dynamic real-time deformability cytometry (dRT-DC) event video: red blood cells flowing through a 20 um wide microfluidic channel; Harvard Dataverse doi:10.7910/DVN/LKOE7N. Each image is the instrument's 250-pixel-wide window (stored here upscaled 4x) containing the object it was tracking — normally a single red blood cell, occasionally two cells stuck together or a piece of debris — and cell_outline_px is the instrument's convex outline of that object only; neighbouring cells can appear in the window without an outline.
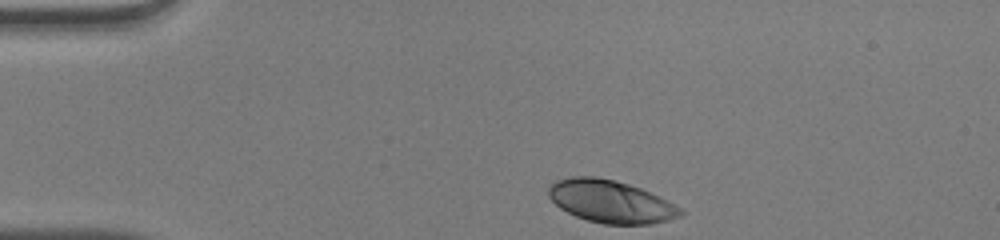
{"species": "human", "species_latin": "Homo sapiens", "temperature_condition": "warm", "stored_images_in_passage": 33, "camera_frame_rate_fps": 3000, "um_per_image_px": 0.085, "donor": {"sex": "male"}, "frame": {"image": 1, "passage_image": 1, "time_ms": 0.0, "image_size_px": [1000, 240], "cell_outline_px": [[684, 212], [680, 216], [668, 220], [652, 224], [604, 224], [588, 220], [576, 216], [560, 208], [548, 196], [548, 188], [556, 180], [572, 176], [596, 176], [628, 184], [640, 188], [660, 196], [680, 208]], "centroid_in_image_um": [51.9, 17.12], "position_along_channel_um": 33.1, "area_um2": 32.54}}
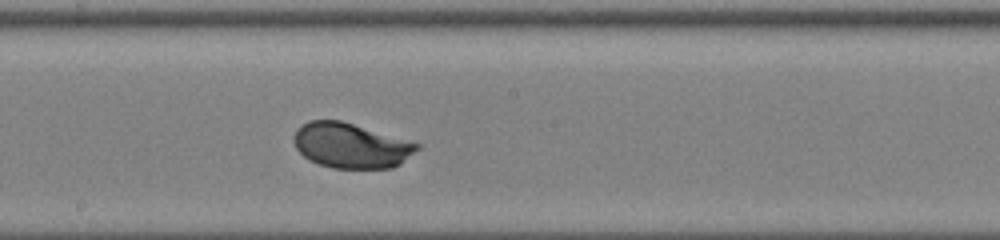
{"frame": {"image": 2, "passage_image": 19, "time_ms": 6.0, "image_size_px": [1000, 240], "cell_outline_px": [[420, 148], [400, 164], [392, 168], [332, 168], [308, 160], [296, 148], [292, 140], [292, 136], [296, 128], [308, 120], [340, 120], [420, 144]], "centroid_in_image_um": [29.78, 12.37], "position_along_channel_um": 218.4, "area_um2": 32.31}}
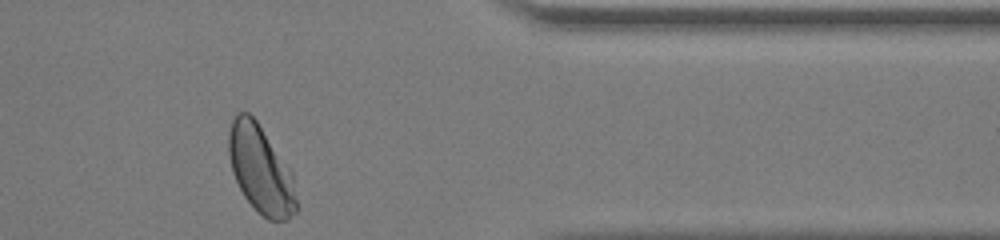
{"frame": {"image": 3, "passage_image": 33, "time_ms": 10.667, "image_size_px": [1000, 240], "cell_outline_px": [[296, 212], [288, 220], [268, 220], [244, 196], [232, 172], [228, 152], [228, 132], [232, 120], [236, 112], [248, 112], [256, 120], [292, 172], [296, 200]], "centroid_in_image_um": [22.14, 14.38], "position_along_channel_um": 389.3, "area_um2": 34.22}, "authors_computed_cell_mechanics": {"area_um2": 32.657, "velocity_mm_per_s": 4.0297, "shape_relaxation_time_tau1_ms": 1.6451, "shape_relaxation_time_tau2_ms": null, "deformation_change_tau1": 0.1252, "deformation_change_tau2": null}}